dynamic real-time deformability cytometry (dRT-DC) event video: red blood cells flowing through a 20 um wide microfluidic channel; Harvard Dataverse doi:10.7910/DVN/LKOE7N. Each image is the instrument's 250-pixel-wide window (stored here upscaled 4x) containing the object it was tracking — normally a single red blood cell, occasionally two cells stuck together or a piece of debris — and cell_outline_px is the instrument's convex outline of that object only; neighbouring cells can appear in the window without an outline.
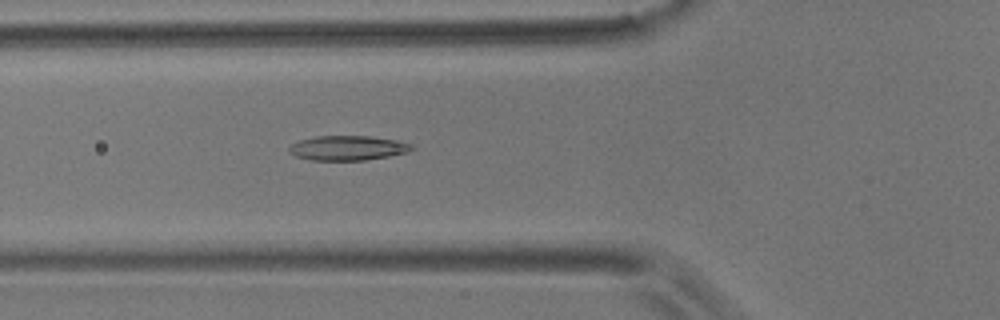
{"species": "common noctule bat (a hibernating species)", "species_latin": "Nyctalus noctula", "temperature_condition": "room temperature", "stored_images_in_passage": 40, "camera_frame_rate_fps": 3000, "um_per_image_px": 0.085, "animal": {"sex": "male", "body_mass_g": 17.9}, "frame": {"image": 1, "passage_image": 4, "time_ms": 1.0, "image_size_px": [1000, 320], "cell_outline_px": [[416, 148], [408, 152], [388, 156], [364, 160], [312, 160], [296, 156], [288, 152], [288, 148], [292, 144], [300, 140], [316, 136], [368, 136], [396, 140], [412, 144]], "centroid_in_image_um": [29.57, 12.58], "position_along_channel_um": 96.2, "area_um2": 17.57}}
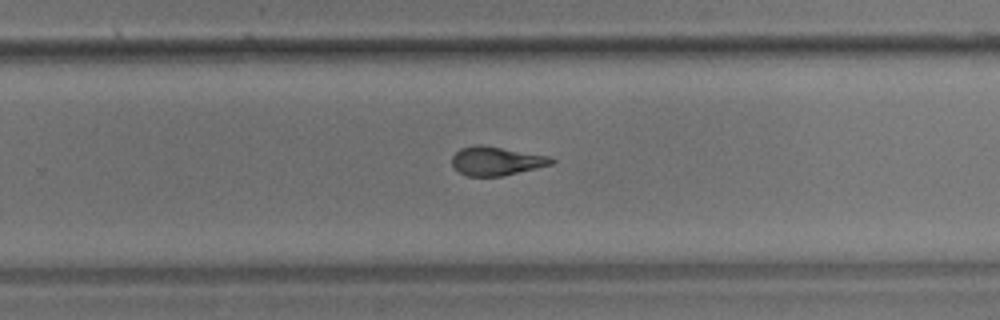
{"frame": {"image": 2, "passage_image": 20, "time_ms": 6.333, "image_size_px": [1000, 320], "cell_outline_px": [[556, 160], [552, 164], [504, 176], [468, 176], [452, 168], [452, 156], [460, 148], [476, 144], [484, 144], [552, 156]], "centroid_in_image_um": [42.2, 13.66], "position_along_channel_um": 287.6, "area_um2": 17.05}}
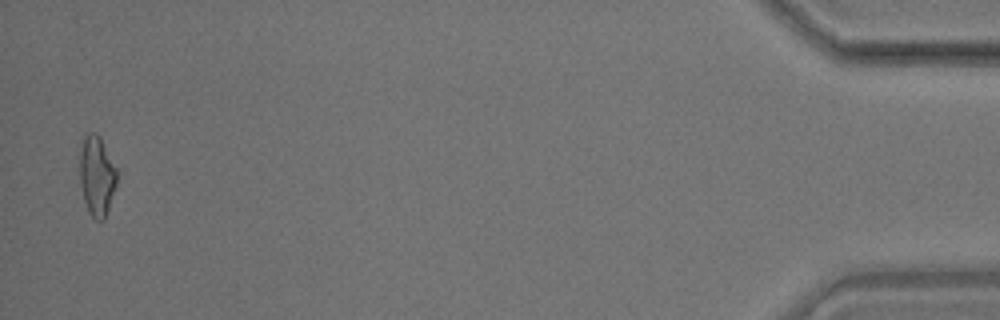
{"frame": {"image": 3, "passage_image": 39, "time_ms": 12.667, "image_size_px": [1000, 320], "cell_outline_px": [[116, 184], [104, 220], [96, 220], [88, 212], [84, 200], [80, 184], [80, 152], [84, 136], [88, 132], [96, 132], [100, 136], [116, 168]], "centroid_in_image_um": [8.21, 14.93], "position_along_channel_um": 427.0, "area_um2": 17.11}, "authors_computed_cell_mechanics": {"area_um2": 17.0799, "velocity_mm_per_s": 3.5828, "shape_relaxation_time_tau1_ms": 6.8545, "shape_relaxation_time_tau2_ms": 1.8322, "deformation_change_tau1": 0.2161, "deformation_change_tau2": 0.0829}}